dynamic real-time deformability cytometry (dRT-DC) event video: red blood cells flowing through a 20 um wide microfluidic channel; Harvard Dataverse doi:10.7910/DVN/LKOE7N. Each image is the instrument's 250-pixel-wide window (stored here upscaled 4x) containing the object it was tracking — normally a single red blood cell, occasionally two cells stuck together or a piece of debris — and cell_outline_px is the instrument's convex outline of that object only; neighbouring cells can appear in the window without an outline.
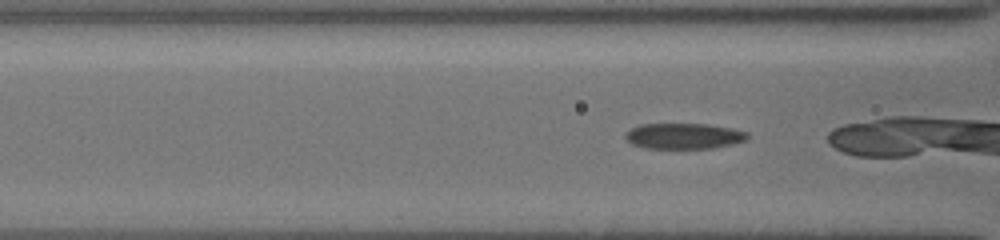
{"species": "common noctule bat (a hibernating species)", "species_latin": "Nyctalus noctula", "temperature_condition": "cold", "stored_images_in_passage": 44, "camera_frame_rate_fps": 3000, "um_per_image_px": 0.085, "animal": {"sex": "female", "body_mass_g": 19.5, "forearm_length_mm": 54.1}, "frame": {"image": 1, "passage_image": 22, "time_ms": 7.0, "image_size_px": [1000, 240], "cell_outline_px": [[748, 136], [744, 140], [732, 144], [712, 148], [644, 148], [632, 144], [624, 136], [624, 132], [640, 124], [708, 124], [732, 128], [748, 132]], "centroid_in_image_um": [58.1, 11.56], "position_along_channel_um": 108.5, "area_um2": 18.26}}
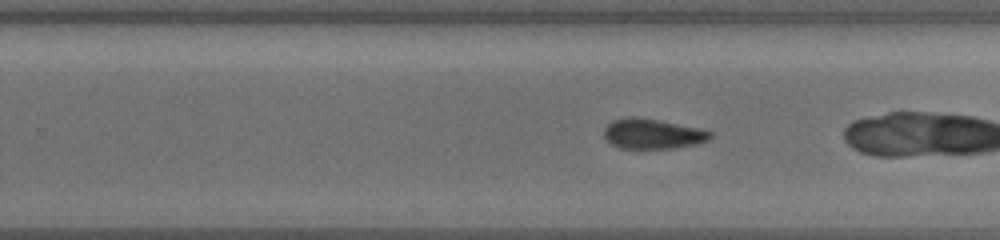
{"frame": {"image": 2, "passage_image": 35, "time_ms": 11.333, "image_size_px": [1000, 240], "cell_outline_px": [[712, 136], [708, 140], [696, 144], [672, 148], [620, 148], [612, 144], [604, 136], [604, 128], [612, 120], [628, 116], [632, 116], [660, 120], [700, 128], [712, 132]], "centroid_in_image_um": [55.47, 11.36], "position_along_channel_um": 274.3, "area_um2": 18.61}}
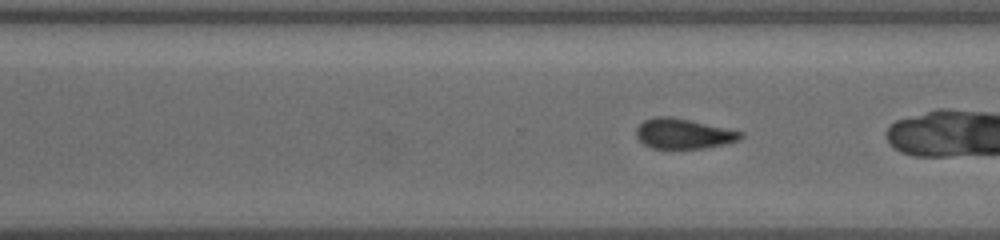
{"frame": {"image": 3, "passage_image": 38, "time_ms": 12.333, "image_size_px": [1000, 240], "cell_outline_px": [[744, 136], [740, 140], [724, 144], [704, 148], [652, 148], [644, 144], [636, 136], [636, 128], [644, 120], [656, 116], [672, 116], [744, 132]], "centroid_in_image_um": [58.1, 11.35], "position_along_channel_um": 312.5, "area_um2": 18.32}}